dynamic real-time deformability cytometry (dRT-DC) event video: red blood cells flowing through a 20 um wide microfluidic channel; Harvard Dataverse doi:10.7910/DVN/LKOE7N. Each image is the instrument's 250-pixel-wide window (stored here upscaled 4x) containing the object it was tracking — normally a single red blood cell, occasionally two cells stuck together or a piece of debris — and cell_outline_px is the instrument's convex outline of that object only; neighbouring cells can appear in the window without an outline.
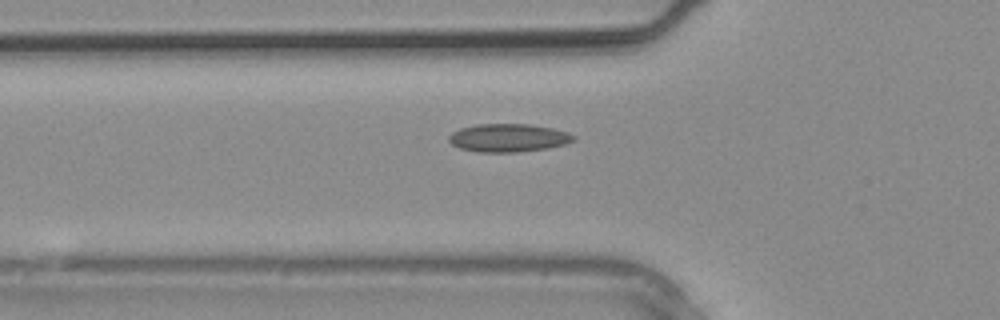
{"species": "common noctule bat (a hibernating species)", "species_latin": "Nyctalus noctula", "temperature_condition": "warm", "stored_images_in_passage": 5, "camera_frame_rate_fps": 3000, "um_per_image_px": 0.085, "animal": {"sex": "male", "body_mass_g": 20.4}, "frame": {"image": 1, "passage_image": 4, "time_ms": 1.0, "image_size_px": [1000, 320], "cell_outline_px": [[576, 140], [564, 144], [548, 148], [516, 152], [476, 152], [460, 148], [452, 144], [448, 140], [448, 136], [452, 132], [460, 128], [476, 124], [528, 124], [552, 128], [568, 132], [576, 136]], "centroid_in_image_um": [43.2, 11.71], "position_along_channel_um": 82.6, "area_um2": 20.52}}